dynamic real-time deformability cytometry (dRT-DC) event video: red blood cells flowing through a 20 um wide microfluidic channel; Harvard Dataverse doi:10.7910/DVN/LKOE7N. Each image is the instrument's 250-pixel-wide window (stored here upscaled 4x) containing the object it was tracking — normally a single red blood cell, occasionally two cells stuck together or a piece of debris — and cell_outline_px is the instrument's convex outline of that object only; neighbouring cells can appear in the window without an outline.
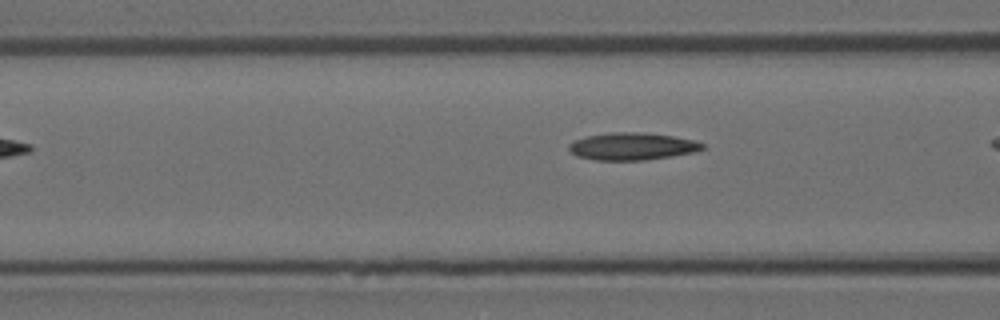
{"species": "Egyptian fruit bat (a non-hibernating species)", "species_latin": "Rousettus aegyptiacus", "temperature_condition": "room temperature", "stored_images_in_passage": 5, "camera_frame_rate_fps": 3000, "um_per_image_px": 0.085, "animal": {"sex": "female"}, "frame": {"image": 1, "passage_image": 5, "time_ms": 1.333, "image_size_px": [1000, 320], "cell_outline_px": [[704, 148], [692, 152], [644, 160], [596, 160], [576, 156], [568, 148], [568, 144], [572, 140], [588, 136], [612, 132], [644, 132], [672, 136], [696, 140], [704, 144]], "centroid_in_image_um": [53.69, 12.43], "position_along_channel_um": 112.9, "area_um2": 21.15}}